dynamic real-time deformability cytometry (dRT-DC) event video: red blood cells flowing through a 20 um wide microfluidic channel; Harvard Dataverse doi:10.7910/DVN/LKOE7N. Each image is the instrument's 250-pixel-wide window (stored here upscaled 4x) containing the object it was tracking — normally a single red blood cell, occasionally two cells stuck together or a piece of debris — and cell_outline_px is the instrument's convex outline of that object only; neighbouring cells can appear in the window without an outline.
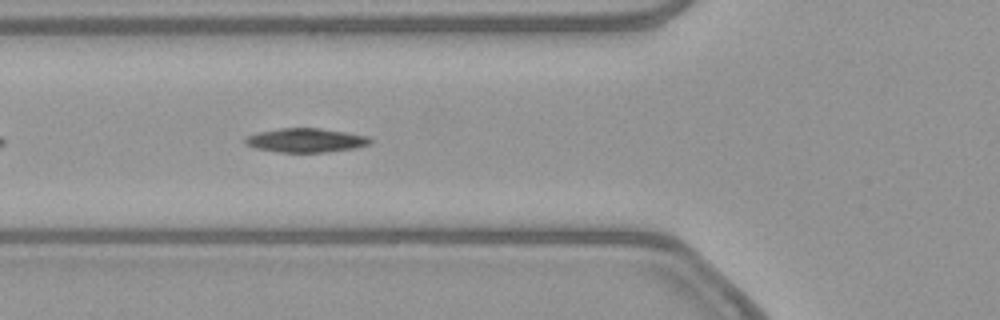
{"species": "common noctule bat (a hibernating species)", "species_latin": "Nyctalus noctula", "temperature_condition": "warm", "stored_images_in_passage": 27, "camera_frame_rate_fps": 3000, "um_per_image_px": 0.085, "animal": {"sex": "female", "body_mass_g": 21.9}, "frame": {"image": 1, "passage_image": 8, "time_ms": 2.333, "image_size_px": [1000, 320], "cell_outline_px": [[372, 140], [368, 144], [356, 148], [324, 152], [280, 152], [256, 148], [244, 144], [244, 140], [248, 136], [260, 132], [280, 128], [320, 128], [368, 136]], "centroid_in_image_um": [25.99, 11.92], "position_along_channel_um": 99.8, "area_um2": 17.28}}
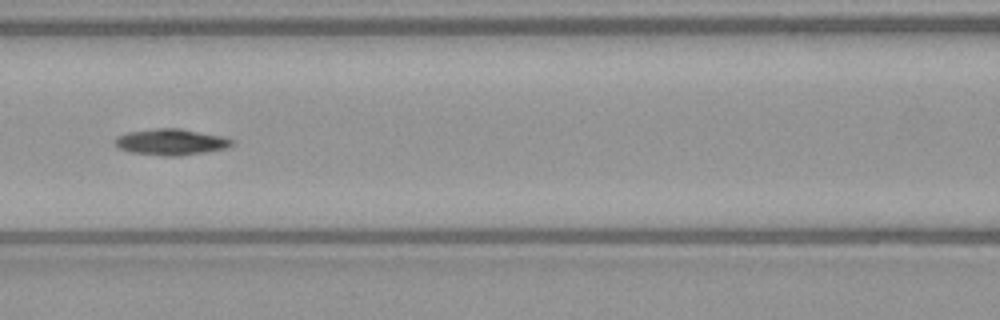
{"frame": {"image": 2, "passage_image": 12, "time_ms": 3.667, "image_size_px": [1000, 320], "cell_outline_px": [[232, 144], [224, 148], [204, 152], [176, 156], [164, 156], [128, 152], [120, 148], [112, 140], [116, 136], [128, 132], [156, 128], [180, 128], [224, 136], [232, 140]], "centroid_in_image_um": [14.48, 12.06], "position_along_channel_um": 152.1, "area_um2": 17.8}}